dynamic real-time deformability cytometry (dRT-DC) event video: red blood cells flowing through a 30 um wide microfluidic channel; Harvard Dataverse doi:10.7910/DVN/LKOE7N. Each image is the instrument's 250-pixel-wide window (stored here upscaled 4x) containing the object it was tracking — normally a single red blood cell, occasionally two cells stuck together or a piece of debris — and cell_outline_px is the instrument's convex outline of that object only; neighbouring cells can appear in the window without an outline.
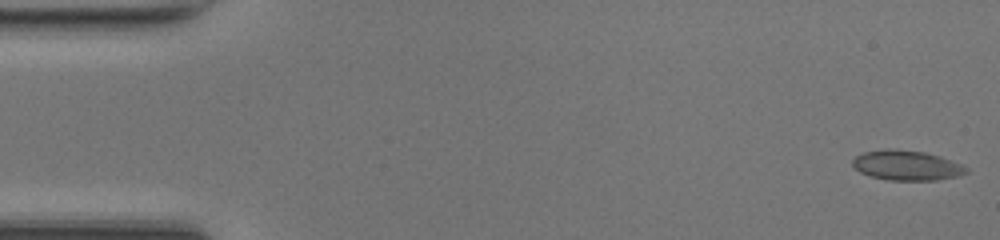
{"species": "common noctule bat (a hibernating species)", "species_latin": "Nyctalus noctula", "temperature_condition": "room temperature", "stored_images_in_passage": 49, "camera_frame_rate_fps": 3000, "um_per_image_px": 0.085, "animal": {"sex": "female", "body_mass_g": 17.0, "forearm_length_mm": 48.0}, "frame": {"image": 1, "passage_image": 1, "time_ms": 0.0, "image_size_px": [1000, 240], "cell_outline_px": [[968, 172], [956, 176], [936, 180], [888, 180], [872, 176], [860, 172], [852, 164], [852, 160], [856, 156], [864, 152], [888, 148], [896, 148], [924, 152], [940, 156], [960, 164], [968, 168]], "centroid_in_image_um": [77.05, 14.04], "position_along_channel_um": 7.9, "area_um2": 19.71}}
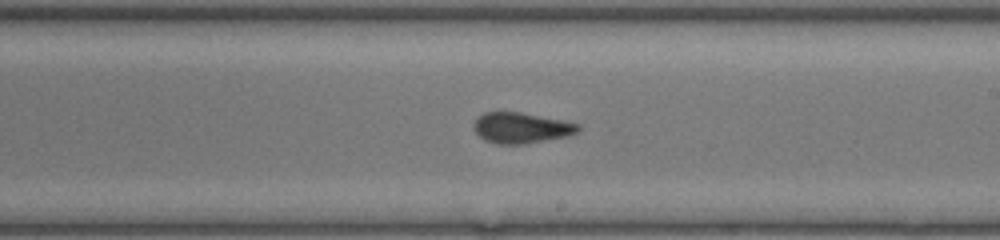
{"frame": {"image": 2, "passage_image": 28, "time_ms": 9.0, "image_size_px": [1000, 240], "cell_outline_px": [[580, 128], [576, 132], [568, 136], [520, 144], [496, 144], [484, 140], [472, 128], [472, 124], [476, 116], [484, 112], [520, 112], [580, 124]], "centroid_in_image_um": [44.23, 10.86], "position_along_channel_um": 244.8, "area_um2": 18.61}}
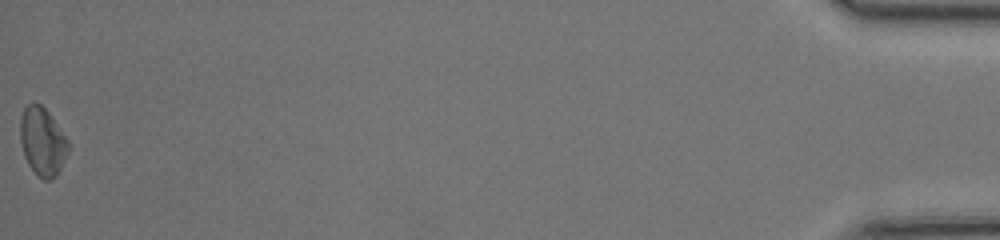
{"frame": {"image": 3, "passage_image": 49, "time_ms": 16.0, "image_size_px": [1000, 240], "cell_outline_px": [[68, 152], [56, 176], [52, 180], [44, 180], [28, 164], [24, 156], [20, 140], [20, 116], [24, 108], [32, 100], [40, 104], [48, 112], [68, 140]], "centroid_in_image_um": [3.59, 12.0], "position_along_channel_um": 431.6, "area_um2": 18.96}, "authors_computed_cell_mechanics": {"area_um2": 19.0162, "velocity_mm_per_s": 4.2265, "shape_relaxation_time_tau1_ms": null, "shape_relaxation_time_tau2_ms": 1.258, "deformation_change_tau1": null, "deformation_change_tau2": 0.0535}}